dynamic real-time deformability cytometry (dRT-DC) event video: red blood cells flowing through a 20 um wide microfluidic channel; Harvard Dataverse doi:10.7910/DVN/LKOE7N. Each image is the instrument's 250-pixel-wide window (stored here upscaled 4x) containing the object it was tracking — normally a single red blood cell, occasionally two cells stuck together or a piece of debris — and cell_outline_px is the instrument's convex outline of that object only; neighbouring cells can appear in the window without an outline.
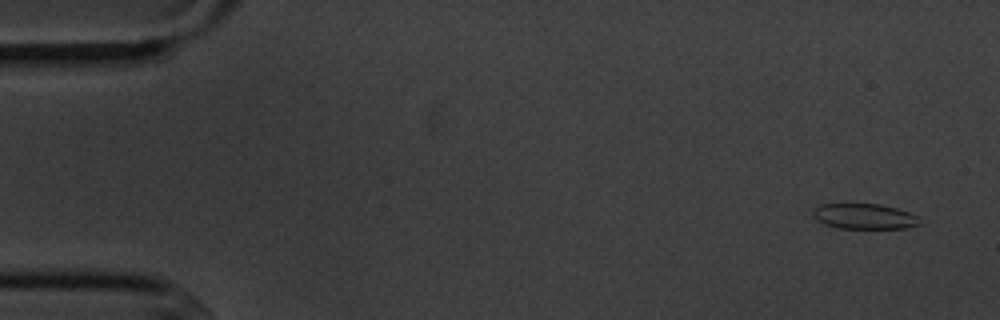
{"species": "common noctule bat (a hibernating species)", "species_latin": "Nyctalus noctula", "temperature_condition": "cold", "stored_images_in_passage": 7, "camera_frame_rate_fps": 3000, "um_per_image_px": 0.085, "animal": {"sex": "male", "body_mass_g": 20.1, "forearm_length_mm": 53.5}, "frame": {"image": 1, "passage_image": 1, "time_ms": 0.0, "image_size_px": [1000, 320], "cell_outline_px": [[920, 224], [904, 228], [840, 228], [824, 224], [816, 220], [812, 216], [812, 208], [820, 204], [880, 204], [896, 208], [908, 212], [916, 216]], "centroid_in_image_um": [73.39, 18.38], "position_along_channel_um": 11.6, "area_um2": 15.72}}
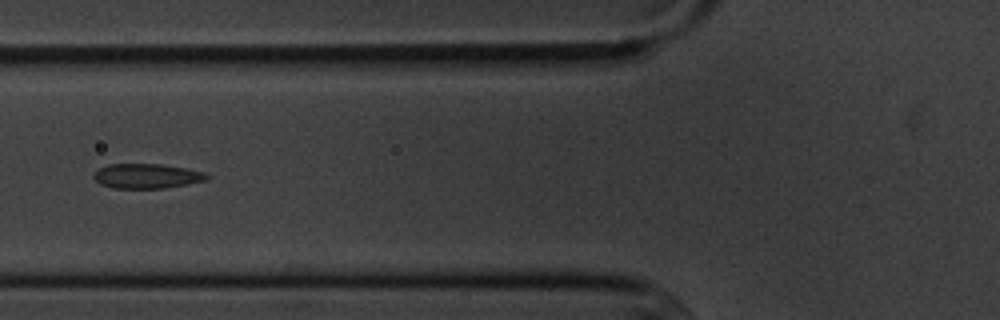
{"frame": {"image": 2, "passage_image": 6, "time_ms": 6.0, "image_size_px": [1000, 320], "cell_outline_px": [[208, 176], [204, 180], [188, 184], [164, 188], [112, 188], [100, 184], [92, 176], [100, 168], [108, 164], [160, 164], [188, 168], [204, 172]], "centroid_in_image_um": [12.46, 14.96], "position_along_channel_um": 113.3, "area_um2": 16.18}}
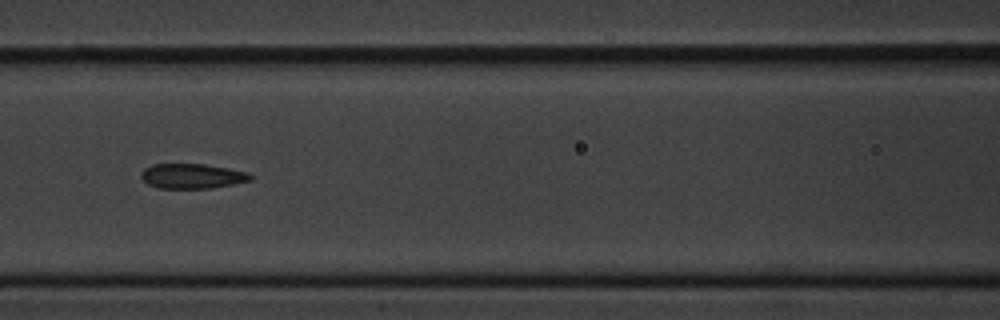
{"frame": {"image": 3, "passage_image": 7, "time_ms": 7.0, "image_size_px": [1000, 320], "cell_outline_px": [[252, 180], [212, 188], [160, 188], [148, 184], [140, 176], [140, 172], [144, 168], [152, 164], [204, 164], [228, 168], [248, 172], [252, 176]], "centroid_in_image_um": [16.32, 14.96], "position_along_channel_um": 150.3, "area_um2": 15.84}}